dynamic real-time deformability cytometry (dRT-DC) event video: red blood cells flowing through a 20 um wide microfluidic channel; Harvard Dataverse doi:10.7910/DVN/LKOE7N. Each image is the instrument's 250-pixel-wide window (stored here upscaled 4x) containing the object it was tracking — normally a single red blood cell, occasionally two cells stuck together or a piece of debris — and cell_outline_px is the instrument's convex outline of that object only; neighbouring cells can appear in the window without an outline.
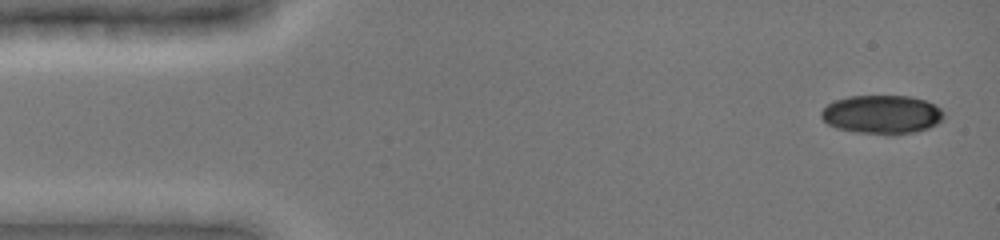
{"species": "common noctule bat (a hibernating species)", "species_latin": "Nyctalus noctula", "temperature_condition": "cold", "stored_images_in_passage": 39, "camera_frame_rate_fps": 3000, "um_per_image_px": 0.085, "animal": {"sex": "female", "body_mass_g": 19.0, "forearm_length_mm": 51.5}, "frame": {"image": 1, "passage_image": 1, "time_ms": 0.0, "image_size_px": [1000, 240], "cell_outline_px": [[944, 116], [936, 124], [928, 128], [916, 132], [892, 136], [856, 132], [836, 128], [828, 124], [820, 116], [820, 112], [828, 104], [836, 100], [848, 96], [908, 96], [924, 100], [936, 104], [944, 112]], "centroid_in_image_um": [74.97, 9.75], "position_along_channel_um": 10.0, "area_um2": 27.92}}
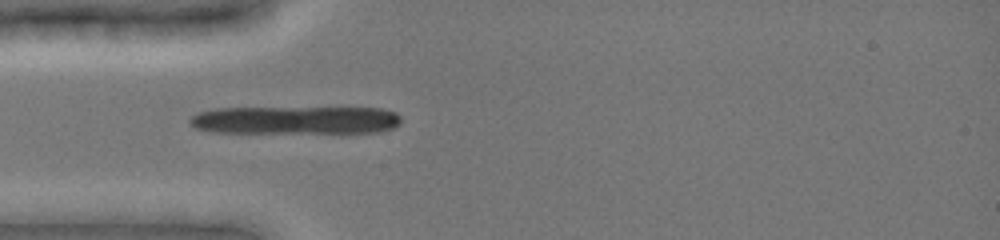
{"frame": {"image": 2, "passage_image": 17, "time_ms": 4.0, "image_size_px": [1000, 240], "cell_outline_px": [[400, 124], [396, 128], [380, 132], [216, 132], [196, 128], [188, 120], [196, 112], [216, 108], [380, 108], [396, 112], [400, 116]], "centroid_in_image_um": [25.16, 10.2], "position_along_channel_um": 59.8, "area_um2": 34.45}}